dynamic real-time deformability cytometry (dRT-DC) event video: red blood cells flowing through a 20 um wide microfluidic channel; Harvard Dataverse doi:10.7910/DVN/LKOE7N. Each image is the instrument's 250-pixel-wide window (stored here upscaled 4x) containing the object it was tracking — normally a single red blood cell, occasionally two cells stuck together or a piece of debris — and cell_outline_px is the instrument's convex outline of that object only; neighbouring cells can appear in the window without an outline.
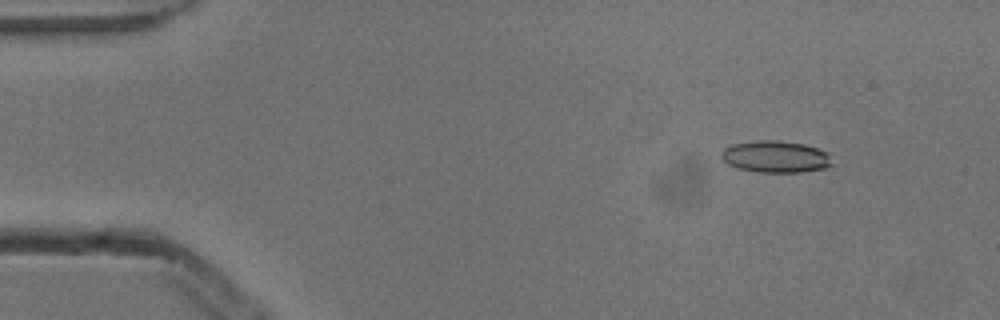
{"species": "common noctule bat (a hibernating species)", "species_latin": "Nyctalus noctula", "temperature_condition": "cold", "stored_images_in_passage": 5, "camera_frame_rate_fps": 3000, "um_per_image_px": 0.085, "animal": {"sex": "male", "body_mass_g": 13.3}, "frame": {"image": 1, "passage_image": 2, "time_ms": 0.333, "image_size_px": [1000, 320], "cell_outline_px": [[832, 164], [824, 168], [804, 172], [756, 172], [740, 168], [728, 164], [720, 156], [720, 152], [724, 148], [732, 144], [756, 140], [776, 140], [804, 144], [828, 152]], "centroid_in_image_um": [65.9, 13.31], "position_along_channel_um": 19.1, "area_um2": 20.52}}
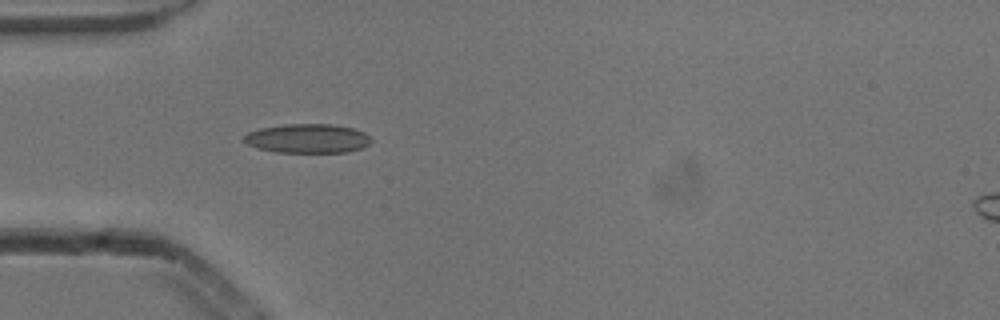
{"frame": {"image": 2, "passage_image": 5, "time_ms": 1.333, "image_size_px": [1000, 320], "cell_outline_px": [[372, 140], [364, 148], [348, 152], [276, 152], [256, 148], [248, 144], [244, 140], [244, 136], [248, 132], [260, 128], [284, 124], [332, 124], [352, 128], [364, 132]], "centroid_in_image_um": [26.15, 11.77], "position_along_channel_um": 58.9, "area_um2": 21.62}}